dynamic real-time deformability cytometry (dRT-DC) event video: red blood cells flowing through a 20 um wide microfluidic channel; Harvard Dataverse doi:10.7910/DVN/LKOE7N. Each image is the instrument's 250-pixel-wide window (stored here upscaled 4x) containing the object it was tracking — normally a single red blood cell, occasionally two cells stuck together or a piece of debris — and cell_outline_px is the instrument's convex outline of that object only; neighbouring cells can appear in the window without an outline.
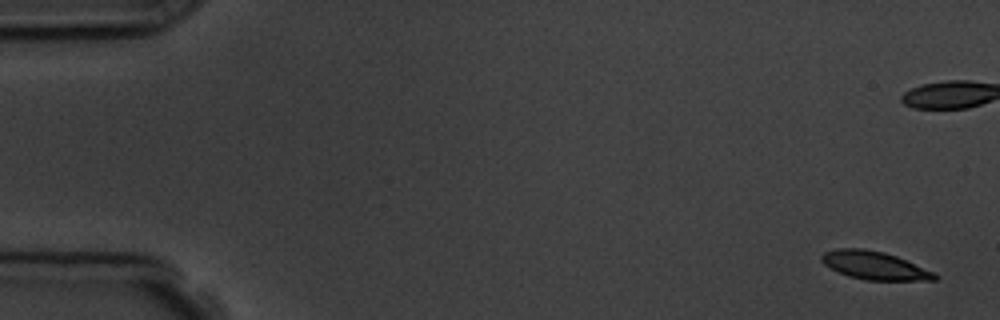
{"species": "common noctule bat (a hibernating species)", "species_latin": "Nyctalus noctula", "temperature_condition": "room temperature", "stored_images_in_passage": 6, "camera_frame_rate_fps": 3000, "um_per_image_px": 0.085, "animal": {"sex": "male", "body_mass_g": 19.5, "forearm_length_mm": 54.6}, "frame": {"image": 1, "passage_image": 1, "time_ms": 0.0, "image_size_px": [1000, 320], "cell_outline_px": [[940, 276], [936, 280], [864, 280], [848, 276], [824, 264], [820, 260], [820, 256], [824, 252], [836, 248], [864, 248], [884, 252], [896, 256], [936, 272]], "centroid_in_image_um": [74.36, 22.56], "position_along_channel_um": 10.6, "area_um2": 18.67}}
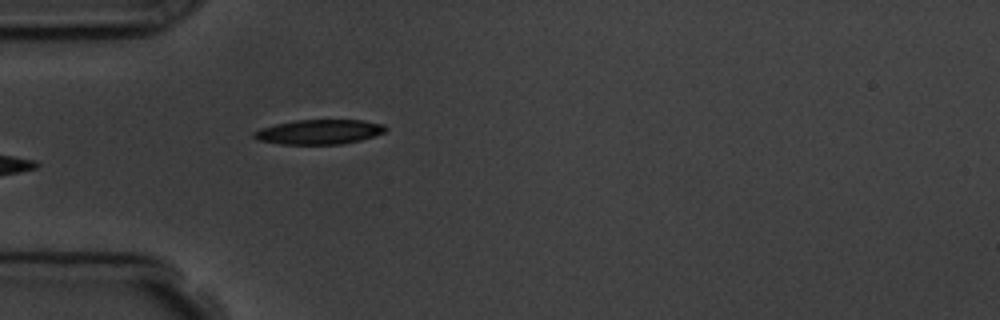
{"frame": {"image": 2, "passage_image": 6, "time_ms": 5.667, "image_size_px": [1000, 320], "cell_outline_px": [[388, 128], [384, 132], [360, 140], [340, 144], [280, 144], [256, 140], [252, 136], [252, 132], [260, 128], [276, 124], [296, 120], [364, 120], [384, 124]], "centroid_in_image_um": [27.09, 11.21], "position_along_channel_um": 57.9, "area_um2": 18.96}}